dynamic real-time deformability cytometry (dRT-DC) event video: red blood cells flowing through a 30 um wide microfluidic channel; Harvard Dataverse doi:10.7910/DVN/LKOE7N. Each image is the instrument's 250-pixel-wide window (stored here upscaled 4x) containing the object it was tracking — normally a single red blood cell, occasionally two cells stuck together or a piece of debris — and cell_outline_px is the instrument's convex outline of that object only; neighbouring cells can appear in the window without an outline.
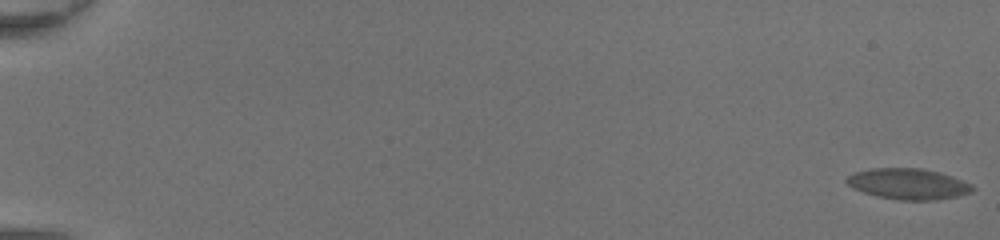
{"species": "common noctule bat (a hibernating species)", "species_latin": "Nyctalus noctula", "temperature_condition": "room temperature", "stored_images_in_passage": 12, "camera_frame_rate_fps": 3000, "um_per_image_px": 0.085, "animal": {"sex": "female", "body_mass_g": 20.0, "forearm_length_mm": 54.0}, "frame": {"image": 1, "passage_image": 1, "time_ms": 0.0, "image_size_px": [1000, 240], "cell_outline_px": [[972, 188], [968, 192], [956, 196], [936, 200], [900, 200], [880, 196], [864, 192], [848, 184], [844, 180], [848, 176], [856, 172], [876, 168], [916, 168], [936, 172], [972, 184]], "centroid_in_image_um": [77.16, 15.63], "position_along_channel_um": 7.8, "area_um2": 21.79}}